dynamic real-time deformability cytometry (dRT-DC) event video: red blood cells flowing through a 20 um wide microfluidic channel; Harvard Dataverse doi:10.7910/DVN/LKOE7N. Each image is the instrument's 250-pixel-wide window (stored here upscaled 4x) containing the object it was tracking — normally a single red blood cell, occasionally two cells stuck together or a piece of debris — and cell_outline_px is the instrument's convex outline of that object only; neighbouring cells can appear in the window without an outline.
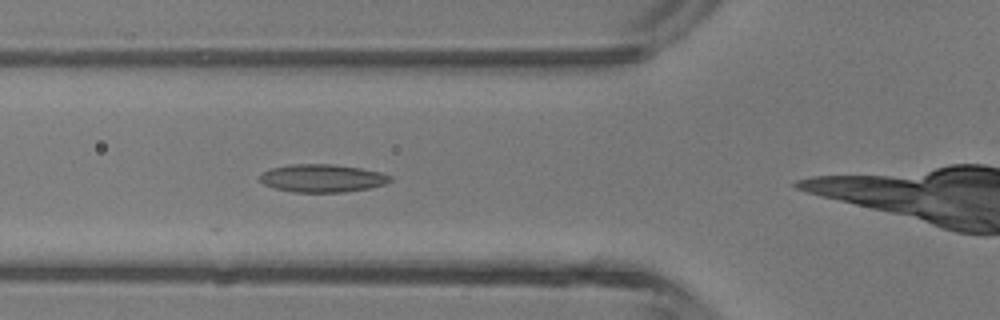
{"species": "common noctule bat (a hibernating species)", "species_latin": "Nyctalus noctula", "temperature_condition": "room temperature", "stored_images_in_passage": 2, "camera_frame_rate_fps": 3000, "um_per_image_px": 0.085, "animal": {"sex": "male", "body_mass_g": 13.3}, "frame": {"image": 1, "passage_image": 2, "time_ms": 0.333, "image_size_px": [1000, 320], "cell_outline_px": [[392, 180], [384, 184], [368, 188], [344, 192], [292, 192], [276, 188], [264, 184], [260, 180], [260, 172], [272, 168], [288, 164], [332, 164], [360, 168], [380, 172], [392, 176]], "centroid_in_image_um": [27.37, 15.14], "position_along_channel_um": 98.4, "area_um2": 21.15}}